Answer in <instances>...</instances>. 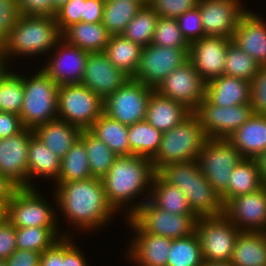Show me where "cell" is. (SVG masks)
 I'll list each match as a JSON object with an SVG mask.
<instances>
[{
	"instance_id": "cell-1",
	"label": "cell",
	"mask_w": 266,
	"mask_h": 266,
	"mask_svg": "<svg viewBox=\"0 0 266 266\" xmlns=\"http://www.w3.org/2000/svg\"><path fill=\"white\" fill-rule=\"evenodd\" d=\"M56 186V205L77 227L85 230L102 227L116 213L108 203L99 178L63 182Z\"/></svg>"
},
{
	"instance_id": "cell-2",
	"label": "cell",
	"mask_w": 266,
	"mask_h": 266,
	"mask_svg": "<svg viewBox=\"0 0 266 266\" xmlns=\"http://www.w3.org/2000/svg\"><path fill=\"white\" fill-rule=\"evenodd\" d=\"M156 174L186 195L191 210L198 217L223 214L224 205L221 197L201 173L197 160L164 165Z\"/></svg>"
},
{
	"instance_id": "cell-3",
	"label": "cell",
	"mask_w": 266,
	"mask_h": 266,
	"mask_svg": "<svg viewBox=\"0 0 266 266\" xmlns=\"http://www.w3.org/2000/svg\"><path fill=\"white\" fill-rule=\"evenodd\" d=\"M155 173L151 159L136 155L117 156L101 179L108 203L118 212L119 207L132 203L133 198L151 187Z\"/></svg>"
},
{
	"instance_id": "cell-4",
	"label": "cell",
	"mask_w": 266,
	"mask_h": 266,
	"mask_svg": "<svg viewBox=\"0 0 266 266\" xmlns=\"http://www.w3.org/2000/svg\"><path fill=\"white\" fill-rule=\"evenodd\" d=\"M61 38L55 17L21 15L0 51L7 60L10 56H35L51 48L55 50Z\"/></svg>"
},
{
	"instance_id": "cell-5",
	"label": "cell",
	"mask_w": 266,
	"mask_h": 266,
	"mask_svg": "<svg viewBox=\"0 0 266 266\" xmlns=\"http://www.w3.org/2000/svg\"><path fill=\"white\" fill-rule=\"evenodd\" d=\"M207 139L197 116L191 113L177 126L162 133L159 149L151 159L155 172L170 163L197 160Z\"/></svg>"
},
{
	"instance_id": "cell-6",
	"label": "cell",
	"mask_w": 266,
	"mask_h": 266,
	"mask_svg": "<svg viewBox=\"0 0 266 266\" xmlns=\"http://www.w3.org/2000/svg\"><path fill=\"white\" fill-rule=\"evenodd\" d=\"M24 98L20 118L25 128L34 129L57 116V85L42 69L31 78L22 76Z\"/></svg>"
},
{
	"instance_id": "cell-7",
	"label": "cell",
	"mask_w": 266,
	"mask_h": 266,
	"mask_svg": "<svg viewBox=\"0 0 266 266\" xmlns=\"http://www.w3.org/2000/svg\"><path fill=\"white\" fill-rule=\"evenodd\" d=\"M145 201L131 206L130 217L143 231L169 239L183 238L196 231L197 215L172 214L154 206L145 195Z\"/></svg>"
},
{
	"instance_id": "cell-8",
	"label": "cell",
	"mask_w": 266,
	"mask_h": 266,
	"mask_svg": "<svg viewBox=\"0 0 266 266\" xmlns=\"http://www.w3.org/2000/svg\"><path fill=\"white\" fill-rule=\"evenodd\" d=\"M104 113V100L81 83L59 85L57 116L88 130Z\"/></svg>"
},
{
	"instance_id": "cell-9",
	"label": "cell",
	"mask_w": 266,
	"mask_h": 266,
	"mask_svg": "<svg viewBox=\"0 0 266 266\" xmlns=\"http://www.w3.org/2000/svg\"><path fill=\"white\" fill-rule=\"evenodd\" d=\"M244 157L227 139L208 138L198 155L201 173L221 196L227 189L232 170Z\"/></svg>"
},
{
	"instance_id": "cell-10",
	"label": "cell",
	"mask_w": 266,
	"mask_h": 266,
	"mask_svg": "<svg viewBox=\"0 0 266 266\" xmlns=\"http://www.w3.org/2000/svg\"><path fill=\"white\" fill-rule=\"evenodd\" d=\"M195 232L200 240L204 261H231L241 231L224 214L198 217Z\"/></svg>"
},
{
	"instance_id": "cell-11",
	"label": "cell",
	"mask_w": 266,
	"mask_h": 266,
	"mask_svg": "<svg viewBox=\"0 0 266 266\" xmlns=\"http://www.w3.org/2000/svg\"><path fill=\"white\" fill-rule=\"evenodd\" d=\"M35 189L21 187L14 192L7 203V220L16 228L57 227L56 213Z\"/></svg>"
},
{
	"instance_id": "cell-12",
	"label": "cell",
	"mask_w": 266,
	"mask_h": 266,
	"mask_svg": "<svg viewBox=\"0 0 266 266\" xmlns=\"http://www.w3.org/2000/svg\"><path fill=\"white\" fill-rule=\"evenodd\" d=\"M154 89L130 78L104 100V113L125 125L144 121Z\"/></svg>"
},
{
	"instance_id": "cell-13",
	"label": "cell",
	"mask_w": 266,
	"mask_h": 266,
	"mask_svg": "<svg viewBox=\"0 0 266 266\" xmlns=\"http://www.w3.org/2000/svg\"><path fill=\"white\" fill-rule=\"evenodd\" d=\"M193 113L207 138L212 139L229 138L254 114L250 103L222 107L211 104L206 98Z\"/></svg>"
},
{
	"instance_id": "cell-14",
	"label": "cell",
	"mask_w": 266,
	"mask_h": 266,
	"mask_svg": "<svg viewBox=\"0 0 266 266\" xmlns=\"http://www.w3.org/2000/svg\"><path fill=\"white\" fill-rule=\"evenodd\" d=\"M206 84L188 59L159 83L154 91L184 105L193 113L205 99Z\"/></svg>"
},
{
	"instance_id": "cell-15",
	"label": "cell",
	"mask_w": 266,
	"mask_h": 266,
	"mask_svg": "<svg viewBox=\"0 0 266 266\" xmlns=\"http://www.w3.org/2000/svg\"><path fill=\"white\" fill-rule=\"evenodd\" d=\"M189 49L143 47L138 69L132 79L155 89L173 70L188 60Z\"/></svg>"
},
{
	"instance_id": "cell-16",
	"label": "cell",
	"mask_w": 266,
	"mask_h": 266,
	"mask_svg": "<svg viewBox=\"0 0 266 266\" xmlns=\"http://www.w3.org/2000/svg\"><path fill=\"white\" fill-rule=\"evenodd\" d=\"M223 214L240 230L266 232V185L224 205Z\"/></svg>"
},
{
	"instance_id": "cell-17",
	"label": "cell",
	"mask_w": 266,
	"mask_h": 266,
	"mask_svg": "<svg viewBox=\"0 0 266 266\" xmlns=\"http://www.w3.org/2000/svg\"><path fill=\"white\" fill-rule=\"evenodd\" d=\"M231 42L232 38L205 35L190 44L188 59L206 83L224 75L227 48Z\"/></svg>"
},
{
	"instance_id": "cell-18",
	"label": "cell",
	"mask_w": 266,
	"mask_h": 266,
	"mask_svg": "<svg viewBox=\"0 0 266 266\" xmlns=\"http://www.w3.org/2000/svg\"><path fill=\"white\" fill-rule=\"evenodd\" d=\"M130 78L114 66L104 51L92 52L88 54L81 84L105 100Z\"/></svg>"
},
{
	"instance_id": "cell-19",
	"label": "cell",
	"mask_w": 266,
	"mask_h": 266,
	"mask_svg": "<svg viewBox=\"0 0 266 266\" xmlns=\"http://www.w3.org/2000/svg\"><path fill=\"white\" fill-rule=\"evenodd\" d=\"M239 0H199L205 35L232 38L241 16L247 11Z\"/></svg>"
},
{
	"instance_id": "cell-20",
	"label": "cell",
	"mask_w": 266,
	"mask_h": 266,
	"mask_svg": "<svg viewBox=\"0 0 266 266\" xmlns=\"http://www.w3.org/2000/svg\"><path fill=\"white\" fill-rule=\"evenodd\" d=\"M32 129L0 139V174L6 175L19 188H27L28 150Z\"/></svg>"
},
{
	"instance_id": "cell-21",
	"label": "cell",
	"mask_w": 266,
	"mask_h": 266,
	"mask_svg": "<svg viewBox=\"0 0 266 266\" xmlns=\"http://www.w3.org/2000/svg\"><path fill=\"white\" fill-rule=\"evenodd\" d=\"M56 46H59L54 54L56 56L41 69L57 85L81 83L89 52L67 43L63 38Z\"/></svg>"
},
{
	"instance_id": "cell-22",
	"label": "cell",
	"mask_w": 266,
	"mask_h": 266,
	"mask_svg": "<svg viewBox=\"0 0 266 266\" xmlns=\"http://www.w3.org/2000/svg\"><path fill=\"white\" fill-rule=\"evenodd\" d=\"M131 228L137 233L129 247V258L141 266H167L172 239L143 231L130 217Z\"/></svg>"
},
{
	"instance_id": "cell-23",
	"label": "cell",
	"mask_w": 266,
	"mask_h": 266,
	"mask_svg": "<svg viewBox=\"0 0 266 266\" xmlns=\"http://www.w3.org/2000/svg\"><path fill=\"white\" fill-rule=\"evenodd\" d=\"M232 42L260 66L266 65V23L260 16L247 10L240 18Z\"/></svg>"
},
{
	"instance_id": "cell-24",
	"label": "cell",
	"mask_w": 266,
	"mask_h": 266,
	"mask_svg": "<svg viewBox=\"0 0 266 266\" xmlns=\"http://www.w3.org/2000/svg\"><path fill=\"white\" fill-rule=\"evenodd\" d=\"M205 98L215 106H236L250 103V82L222 75L206 84Z\"/></svg>"
},
{
	"instance_id": "cell-25",
	"label": "cell",
	"mask_w": 266,
	"mask_h": 266,
	"mask_svg": "<svg viewBox=\"0 0 266 266\" xmlns=\"http://www.w3.org/2000/svg\"><path fill=\"white\" fill-rule=\"evenodd\" d=\"M227 140L247 159H255L266 149V115L253 114Z\"/></svg>"
},
{
	"instance_id": "cell-26",
	"label": "cell",
	"mask_w": 266,
	"mask_h": 266,
	"mask_svg": "<svg viewBox=\"0 0 266 266\" xmlns=\"http://www.w3.org/2000/svg\"><path fill=\"white\" fill-rule=\"evenodd\" d=\"M191 113L184 105L153 90L147 104L145 120L163 133L177 126Z\"/></svg>"
},
{
	"instance_id": "cell-27",
	"label": "cell",
	"mask_w": 266,
	"mask_h": 266,
	"mask_svg": "<svg viewBox=\"0 0 266 266\" xmlns=\"http://www.w3.org/2000/svg\"><path fill=\"white\" fill-rule=\"evenodd\" d=\"M34 135L59 158H63L80 137L81 129L56 118L33 129Z\"/></svg>"
},
{
	"instance_id": "cell-28",
	"label": "cell",
	"mask_w": 266,
	"mask_h": 266,
	"mask_svg": "<svg viewBox=\"0 0 266 266\" xmlns=\"http://www.w3.org/2000/svg\"><path fill=\"white\" fill-rule=\"evenodd\" d=\"M62 38L80 49L92 52L105 50L111 34L101 23L78 22L67 27L62 33Z\"/></svg>"
},
{
	"instance_id": "cell-29",
	"label": "cell",
	"mask_w": 266,
	"mask_h": 266,
	"mask_svg": "<svg viewBox=\"0 0 266 266\" xmlns=\"http://www.w3.org/2000/svg\"><path fill=\"white\" fill-rule=\"evenodd\" d=\"M226 191L220 196L223 205L239 195L261 189L265 184L255 159L244 158L232 170Z\"/></svg>"
},
{
	"instance_id": "cell-30",
	"label": "cell",
	"mask_w": 266,
	"mask_h": 266,
	"mask_svg": "<svg viewBox=\"0 0 266 266\" xmlns=\"http://www.w3.org/2000/svg\"><path fill=\"white\" fill-rule=\"evenodd\" d=\"M230 262L234 266H266V232L241 231Z\"/></svg>"
},
{
	"instance_id": "cell-31",
	"label": "cell",
	"mask_w": 266,
	"mask_h": 266,
	"mask_svg": "<svg viewBox=\"0 0 266 266\" xmlns=\"http://www.w3.org/2000/svg\"><path fill=\"white\" fill-rule=\"evenodd\" d=\"M61 167V158L47 148L35 135L30 138L28 150V173L27 188H34L29 182L31 177L41 176L45 178L53 177L56 180L59 177Z\"/></svg>"
},
{
	"instance_id": "cell-32",
	"label": "cell",
	"mask_w": 266,
	"mask_h": 266,
	"mask_svg": "<svg viewBox=\"0 0 266 266\" xmlns=\"http://www.w3.org/2000/svg\"><path fill=\"white\" fill-rule=\"evenodd\" d=\"M149 201L161 210L172 214L196 215L188 203L186 195L176 186L164 182L156 173L153 176Z\"/></svg>"
},
{
	"instance_id": "cell-33",
	"label": "cell",
	"mask_w": 266,
	"mask_h": 266,
	"mask_svg": "<svg viewBox=\"0 0 266 266\" xmlns=\"http://www.w3.org/2000/svg\"><path fill=\"white\" fill-rule=\"evenodd\" d=\"M116 155H132L128 142V125L103 113L88 129Z\"/></svg>"
},
{
	"instance_id": "cell-34",
	"label": "cell",
	"mask_w": 266,
	"mask_h": 266,
	"mask_svg": "<svg viewBox=\"0 0 266 266\" xmlns=\"http://www.w3.org/2000/svg\"><path fill=\"white\" fill-rule=\"evenodd\" d=\"M142 49L141 45L120 34L111 35L104 52L116 68L132 78L138 69Z\"/></svg>"
},
{
	"instance_id": "cell-35",
	"label": "cell",
	"mask_w": 266,
	"mask_h": 266,
	"mask_svg": "<svg viewBox=\"0 0 266 266\" xmlns=\"http://www.w3.org/2000/svg\"><path fill=\"white\" fill-rule=\"evenodd\" d=\"M162 132L146 120L128 126V142L132 155L152 159L160 146Z\"/></svg>"
},
{
	"instance_id": "cell-36",
	"label": "cell",
	"mask_w": 266,
	"mask_h": 266,
	"mask_svg": "<svg viewBox=\"0 0 266 266\" xmlns=\"http://www.w3.org/2000/svg\"><path fill=\"white\" fill-rule=\"evenodd\" d=\"M92 178L84 142L78 138L67 154L61 159L57 184Z\"/></svg>"
},
{
	"instance_id": "cell-37",
	"label": "cell",
	"mask_w": 266,
	"mask_h": 266,
	"mask_svg": "<svg viewBox=\"0 0 266 266\" xmlns=\"http://www.w3.org/2000/svg\"><path fill=\"white\" fill-rule=\"evenodd\" d=\"M79 138L84 142L87 150L91 176L102 179L118 155L89 130H81Z\"/></svg>"
},
{
	"instance_id": "cell-38",
	"label": "cell",
	"mask_w": 266,
	"mask_h": 266,
	"mask_svg": "<svg viewBox=\"0 0 266 266\" xmlns=\"http://www.w3.org/2000/svg\"><path fill=\"white\" fill-rule=\"evenodd\" d=\"M142 5L128 0L105 2L102 24L111 35H120Z\"/></svg>"
},
{
	"instance_id": "cell-39",
	"label": "cell",
	"mask_w": 266,
	"mask_h": 266,
	"mask_svg": "<svg viewBox=\"0 0 266 266\" xmlns=\"http://www.w3.org/2000/svg\"><path fill=\"white\" fill-rule=\"evenodd\" d=\"M167 266H202L204 259L197 233L172 240Z\"/></svg>"
},
{
	"instance_id": "cell-40",
	"label": "cell",
	"mask_w": 266,
	"mask_h": 266,
	"mask_svg": "<svg viewBox=\"0 0 266 266\" xmlns=\"http://www.w3.org/2000/svg\"><path fill=\"white\" fill-rule=\"evenodd\" d=\"M58 227H25L16 228L17 249L43 253L56 241L69 234L59 235ZM60 236V237H59Z\"/></svg>"
},
{
	"instance_id": "cell-41",
	"label": "cell",
	"mask_w": 266,
	"mask_h": 266,
	"mask_svg": "<svg viewBox=\"0 0 266 266\" xmlns=\"http://www.w3.org/2000/svg\"><path fill=\"white\" fill-rule=\"evenodd\" d=\"M158 18L157 13L149 5L142 6L122 35L142 47L148 46L152 42Z\"/></svg>"
},
{
	"instance_id": "cell-42",
	"label": "cell",
	"mask_w": 266,
	"mask_h": 266,
	"mask_svg": "<svg viewBox=\"0 0 266 266\" xmlns=\"http://www.w3.org/2000/svg\"><path fill=\"white\" fill-rule=\"evenodd\" d=\"M23 98L22 75L7 71L0 79V111L19 115Z\"/></svg>"
},
{
	"instance_id": "cell-43",
	"label": "cell",
	"mask_w": 266,
	"mask_h": 266,
	"mask_svg": "<svg viewBox=\"0 0 266 266\" xmlns=\"http://www.w3.org/2000/svg\"><path fill=\"white\" fill-rule=\"evenodd\" d=\"M259 67L260 65L235 43L231 42L228 45L224 75L237 77L250 82Z\"/></svg>"
},
{
	"instance_id": "cell-44",
	"label": "cell",
	"mask_w": 266,
	"mask_h": 266,
	"mask_svg": "<svg viewBox=\"0 0 266 266\" xmlns=\"http://www.w3.org/2000/svg\"><path fill=\"white\" fill-rule=\"evenodd\" d=\"M151 44L176 49H189L190 46L181 33L177 18L164 17L156 22Z\"/></svg>"
},
{
	"instance_id": "cell-45",
	"label": "cell",
	"mask_w": 266,
	"mask_h": 266,
	"mask_svg": "<svg viewBox=\"0 0 266 266\" xmlns=\"http://www.w3.org/2000/svg\"><path fill=\"white\" fill-rule=\"evenodd\" d=\"M177 21L181 33L189 45L205 36L201 22V13L198 6L187 10L177 18Z\"/></svg>"
},
{
	"instance_id": "cell-46",
	"label": "cell",
	"mask_w": 266,
	"mask_h": 266,
	"mask_svg": "<svg viewBox=\"0 0 266 266\" xmlns=\"http://www.w3.org/2000/svg\"><path fill=\"white\" fill-rule=\"evenodd\" d=\"M250 104L254 114L266 115V65L260 66L250 81Z\"/></svg>"
},
{
	"instance_id": "cell-47",
	"label": "cell",
	"mask_w": 266,
	"mask_h": 266,
	"mask_svg": "<svg viewBox=\"0 0 266 266\" xmlns=\"http://www.w3.org/2000/svg\"><path fill=\"white\" fill-rule=\"evenodd\" d=\"M199 0H150L149 6L159 17L178 18L198 6Z\"/></svg>"
},
{
	"instance_id": "cell-48",
	"label": "cell",
	"mask_w": 266,
	"mask_h": 266,
	"mask_svg": "<svg viewBox=\"0 0 266 266\" xmlns=\"http://www.w3.org/2000/svg\"><path fill=\"white\" fill-rule=\"evenodd\" d=\"M16 0H0V46L21 17Z\"/></svg>"
},
{
	"instance_id": "cell-49",
	"label": "cell",
	"mask_w": 266,
	"mask_h": 266,
	"mask_svg": "<svg viewBox=\"0 0 266 266\" xmlns=\"http://www.w3.org/2000/svg\"><path fill=\"white\" fill-rule=\"evenodd\" d=\"M83 3H85V0H69L66 4L57 9L55 20L61 33L67 27L81 22Z\"/></svg>"
},
{
	"instance_id": "cell-50",
	"label": "cell",
	"mask_w": 266,
	"mask_h": 266,
	"mask_svg": "<svg viewBox=\"0 0 266 266\" xmlns=\"http://www.w3.org/2000/svg\"><path fill=\"white\" fill-rule=\"evenodd\" d=\"M22 15L55 17L53 0H16Z\"/></svg>"
},
{
	"instance_id": "cell-51",
	"label": "cell",
	"mask_w": 266,
	"mask_h": 266,
	"mask_svg": "<svg viewBox=\"0 0 266 266\" xmlns=\"http://www.w3.org/2000/svg\"><path fill=\"white\" fill-rule=\"evenodd\" d=\"M16 250V227L6 220L0 224V259L6 260Z\"/></svg>"
},
{
	"instance_id": "cell-52",
	"label": "cell",
	"mask_w": 266,
	"mask_h": 266,
	"mask_svg": "<svg viewBox=\"0 0 266 266\" xmlns=\"http://www.w3.org/2000/svg\"><path fill=\"white\" fill-rule=\"evenodd\" d=\"M24 129L19 115L0 111V139L17 135Z\"/></svg>"
},
{
	"instance_id": "cell-53",
	"label": "cell",
	"mask_w": 266,
	"mask_h": 266,
	"mask_svg": "<svg viewBox=\"0 0 266 266\" xmlns=\"http://www.w3.org/2000/svg\"><path fill=\"white\" fill-rule=\"evenodd\" d=\"M41 253L17 249L5 262L6 266H39Z\"/></svg>"
},
{
	"instance_id": "cell-54",
	"label": "cell",
	"mask_w": 266,
	"mask_h": 266,
	"mask_svg": "<svg viewBox=\"0 0 266 266\" xmlns=\"http://www.w3.org/2000/svg\"><path fill=\"white\" fill-rule=\"evenodd\" d=\"M105 7L104 0H85L81 22L101 23Z\"/></svg>"
},
{
	"instance_id": "cell-55",
	"label": "cell",
	"mask_w": 266,
	"mask_h": 266,
	"mask_svg": "<svg viewBox=\"0 0 266 266\" xmlns=\"http://www.w3.org/2000/svg\"><path fill=\"white\" fill-rule=\"evenodd\" d=\"M68 236L63 237V266H87L85 257Z\"/></svg>"
},
{
	"instance_id": "cell-56",
	"label": "cell",
	"mask_w": 266,
	"mask_h": 266,
	"mask_svg": "<svg viewBox=\"0 0 266 266\" xmlns=\"http://www.w3.org/2000/svg\"><path fill=\"white\" fill-rule=\"evenodd\" d=\"M39 266H63V237L40 255Z\"/></svg>"
},
{
	"instance_id": "cell-57",
	"label": "cell",
	"mask_w": 266,
	"mask_h": 266,
	"mask_svg": "<svg viewBox=\"0 0 266 266\" xmlns=\"http://www.w3.org/2000/svg\"><path fill=\"white\" fill-rule=\"evenodd\" d=\"M18 188L6 175L0 174V200L7 204Z\"/></svg>"
},
{
	"instance_id": "cell-58",
	"label": "cell",
	"mask_w": 266,
	"mask_h": 266,
	"mask_svg": "<svg viewBox=\"0 0 266 266\" xmlns=\"http://www.w3.org/2000/svg\"><path fill=\"white\" fill-rule=\"evenodd\" d=\"M261 172V177L266 185V149L255 158Z\"/></svg>"
},
{
	"instance_id": "cell-59",
	"label": "cell",
	"mask_w": 266,
	"mask_h": 266,
	"mask_svg": "<svg viewBox=\"0 0 266 266\" xmlns=\"http://www.w3.org/2000/svg\"><path fill=\"white\" fill-rule=\"evenodd\" d=\"M7 220V204L0 200V224Z\"/></svg>"
},
{
	"instance_id": "cell-60",
	"label": "cell",
	"mask_w": 266,
	"mask_h": 266,
	"mask_svg": "<svg viewBox=\"0 0 266 266\" xmlns=\"http://www.w3.org/2000/svg\"><path fill=\"white\" fill-rule=\"evenodd\" d=\"M6 58L3 56V54L0 51V79L4 76V74L8 71L7 66L5 65L7 60Z\"/></svg>"
},
{
	"instance_id": "cell-61",
	"label": "cell",
	"mask_w": 266,
	"mask_h": 266,
	"mask_svg": "<svg viewBox=\"0 0 266 266\" xmlns=\"http://www.w3.org/2000/svg\"><path fill=\"white\" fill-rule=\"evenodd\" d=\"M202 266H234L230 261H218V262H209L204 261Z\"/></svg>"
},
{
	"instance_id": "cell-62",
	"label": "cell",
	"mask_w": 266,
	"mask_h": 266,
	"mask_svg": "<svg viewBox=\"0 0 266 266\" xmlns=\"http://www.w3.org/2000/svg\"><path fill=\"white\" fill-rule=\"evenodd\" d=\"M105 2H110V1H117V0H104ZM128 1H134L140 3L142 6H147L150 4V0H128Z\"/></svg>"
},
{
	"instance_id": "cell-63",
	"label": "cell",
	"mask_w": 266,
	"mask_h": 266,
	"mask_svg": "<svg viewBox=\"0 0 266 266\" xmlns=\"http://www.w3.org/2000/svg\"><path fill=\"white\" fill-rule=\"evenodd\" d=\"M69 0H53L54 7L56 9L60 8L62 5L66 4Z\"/></svg>"
},
{
	"instance_id": "cell-64",
	"label": "cell",
	"mask_w": 266,
	"mask_h": 266,
	"mask_svg": "<svg viewBox=\"0 0 266 266\" xmlns=\"http://www.w3.org/2000/svg\"><path fill=\"white\" fill-rule=\"evenodd\" d=\"M0 266H6V262L3 259H0Z\"/></svg>"
}]
</instances>
